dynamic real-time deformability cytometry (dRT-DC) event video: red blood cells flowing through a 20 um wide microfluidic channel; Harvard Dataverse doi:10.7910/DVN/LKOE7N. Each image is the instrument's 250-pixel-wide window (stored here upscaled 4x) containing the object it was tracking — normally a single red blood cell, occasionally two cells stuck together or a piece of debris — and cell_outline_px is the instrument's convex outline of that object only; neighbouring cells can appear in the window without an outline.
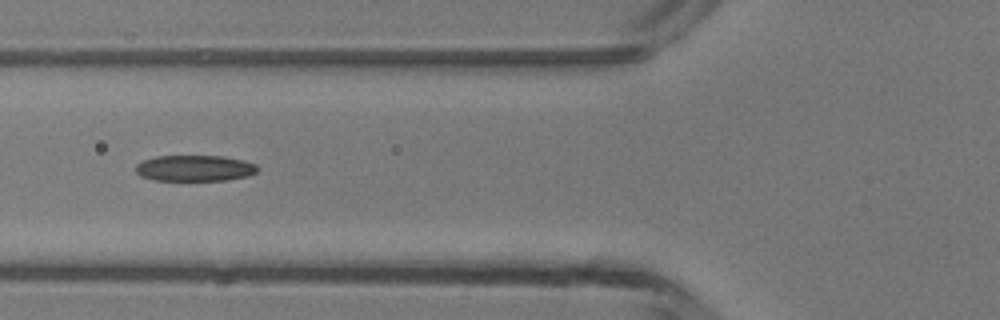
{"species": "common noctule bat (a hibernating species)", "species_latin": "Nyctalus noctula", "temperature_condition": "room temperature", "stored_images_in_passage": 5, "camera_frame_rate_fps": 3000, "um_per_image_px": 0.085, "animal": {"sex": "male", "body_mass_g": 13.3}, "frame": {"image": 1, "passage_image": 5, "time_ms": 5.333, "image_size_px": [1000, 320], "cell_outline_px": [[260, 168], [256, 172], [248, 176], [228, 180], [156, 180], [140, 176], [136, 172], [136, 164], [144, 160], [156, 156], [224, 156], [244, 160], [256, 164]], "centroid_in_image_um": [16.59, 14.29], "position_along_channel_um": 109.2, "area_um2": 18.55}}